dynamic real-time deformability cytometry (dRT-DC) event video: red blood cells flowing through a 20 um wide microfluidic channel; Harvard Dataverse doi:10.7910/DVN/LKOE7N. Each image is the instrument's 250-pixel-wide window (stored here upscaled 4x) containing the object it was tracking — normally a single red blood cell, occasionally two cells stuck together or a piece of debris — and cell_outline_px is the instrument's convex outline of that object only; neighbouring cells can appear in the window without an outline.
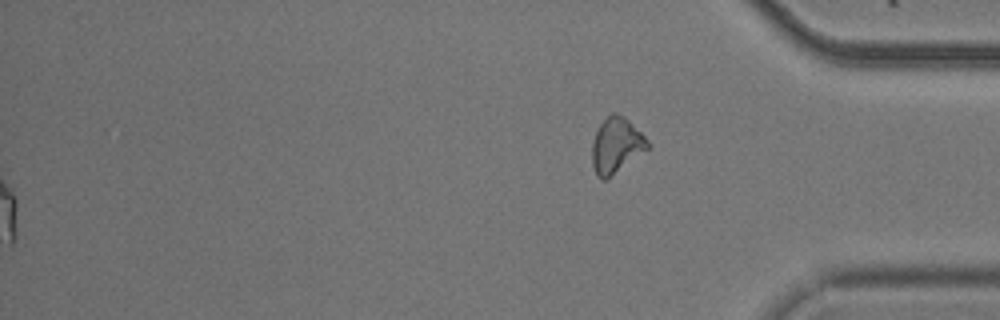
{"species": "common noctule bat (a hibernating species)", "species_latin": "Nyctalus noctula", "temperature_condition": "cold", "stored_images_in_passage": 55, "segment_of_instrument_passage": [2, 2], "camera_frame_rate_fps": 3000, "um_per_image_px": 0.085, "animal": {"sex": "male", "body_mass_g": 20.5, "forearm_length_mm": 52.5}, "frame": {"image": 1, "passage_image": 55, "time_ms": 18.0, "image_size_px": [1000, 320], "cell_outline_px": [[652, 148], [604, 180], [600, 180], [596, 176], [592, 164], [592, 144], [596, 132], [600, 124], [612, 112], [616, 112], [624, 116], [652, 144]], "centroid_in_image_um": [52.41, 12.37], "position_along_channel_um": 382.8, "area_um2": 18.09}}